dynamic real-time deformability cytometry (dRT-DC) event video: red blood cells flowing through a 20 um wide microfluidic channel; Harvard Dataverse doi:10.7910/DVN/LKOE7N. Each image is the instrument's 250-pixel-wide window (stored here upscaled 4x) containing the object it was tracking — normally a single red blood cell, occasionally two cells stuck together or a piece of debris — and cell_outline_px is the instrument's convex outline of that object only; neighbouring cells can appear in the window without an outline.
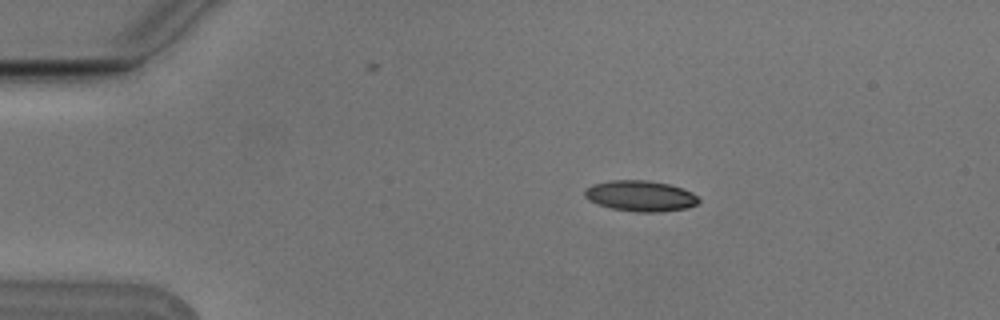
{"species": "Egyptian fruit bat (a non-hibernating species)", "species_latin": "Rousettus aegyptiacus", "temperature_condition": "cold", "stored_images_in_passage": 4, "camera_frame_rate_fps": 3000, "um_per_image_px": 0.085, "animal": {"sex": "male"}, "frame": {"image": 1, "passage_image": 3, "time_ms": 0.667, "image_size_px": [1000, 320], "cell_outline_px": [[700, 200], [696, 204], [688, 208], [656, 212], [636, 212], [612, 208], [596, 204], [588, 200], [584, 196], [584, 188], [592, 184], [612, 180], [644, 180], [668, 184], [684, 188], [692, 192]], "centroid_in_image_um": [54.41, 16.65], "position_along_channel_um": 30.6, "area_um2": 20.52}}